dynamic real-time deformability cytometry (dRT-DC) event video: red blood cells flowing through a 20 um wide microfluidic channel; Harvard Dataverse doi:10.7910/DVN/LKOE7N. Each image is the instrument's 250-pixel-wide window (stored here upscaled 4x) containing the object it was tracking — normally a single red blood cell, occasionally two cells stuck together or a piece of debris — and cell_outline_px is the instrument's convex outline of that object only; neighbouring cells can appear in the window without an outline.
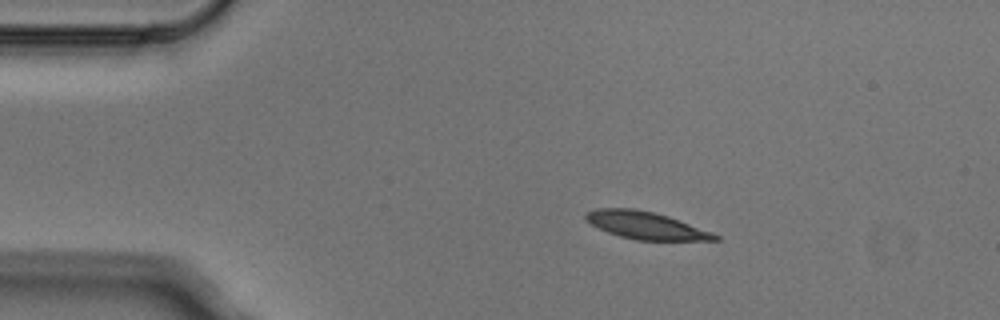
{"species": "Egyptian fruit bat (a non-hibernating species)", "species_latin": "Rousettus aegyptiacus", "temperature_condition": "cold", "stored_images_in_passage": 2, "camera_frame_rate_fps": 3000, "um_per_image_px": 0.085, "animal": {"sex": "male"}, "frame": {"image": 1, "passage_image": 1, "time_ms": 0.0, "image_size_px": [1000, 320], "cell_outline_px": [[720, 240], [636, 240], [620, 236], [608, 232], [584, 220], [584, 212], [596, 208], [632, 208], [652, 212], [668, 216], [712, 232], [720, 236]], "centroid_in_image_um": [54.86, 19.15], "position_along_channel_um": 30.1, "area_um2": 20.52}}